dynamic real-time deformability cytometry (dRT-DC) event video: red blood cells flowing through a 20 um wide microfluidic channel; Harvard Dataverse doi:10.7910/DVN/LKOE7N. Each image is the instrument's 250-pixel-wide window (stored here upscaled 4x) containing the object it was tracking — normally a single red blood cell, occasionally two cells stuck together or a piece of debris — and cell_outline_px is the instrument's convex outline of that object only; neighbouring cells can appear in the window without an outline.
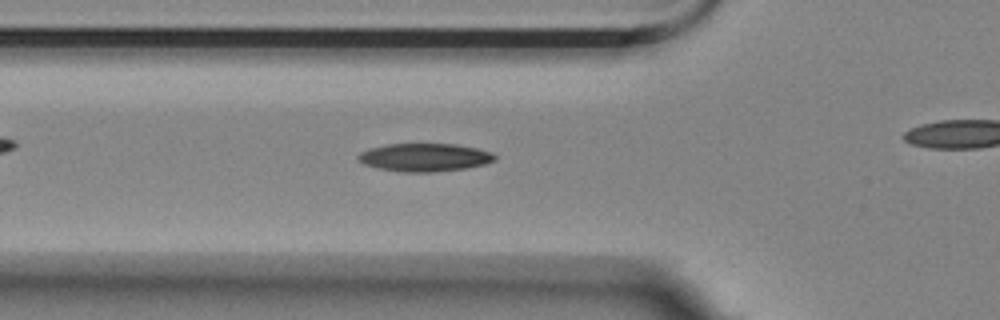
{"species": "Egyptian fruit bat (a non-hibernating species)", "species_latin": "Rousettus aegyptiacus", "temperature_condition": "room temperature", "stored_images_in_passage": 44, "camera_frame_rate_fps": 3000, "um_per_image_px": 0.085, "animal": {"sex": "female"}, "frame": {"image": 1, "passage_image": 18, "time_ms": 5.667, "image_size_px": [1000, 320], "cell_outline_px": [[496, 160], [484, 164], [464, 168], [432, 172], [400, 172], [380, 168], [364, 164], [356, 156], [360, 152], [368, 148], [388, 144], [456, 144], [476, 148], [492, 152], [496, 156]], "centroid_in_image_um": [36.09, 13.37], "position_along_channel_um": 89.7, "area_um2": 22.25}}
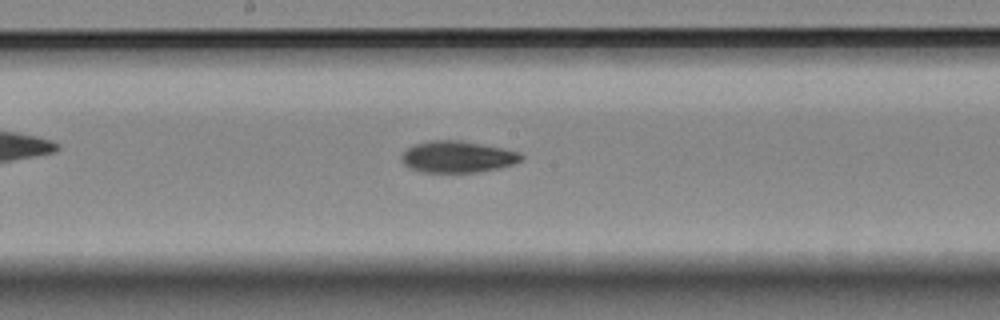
{"frame": {"image": 2, "passage_image": 28, "time_ms": 9.0, "image_size_px": [1000, 320], "cell_outline_px": [[524, 160], [500, 168], [480, 172], [420, 172], [408, 168], [400, 160], [404, 152], [408, 148], [416, 144], [432, 140], [460, 140], [520, 152], [524, 156]], "centroid_in_image_um": [38.89, 13.34], "position_along_channel_um": 209.3, "area_um2": 22.02}}
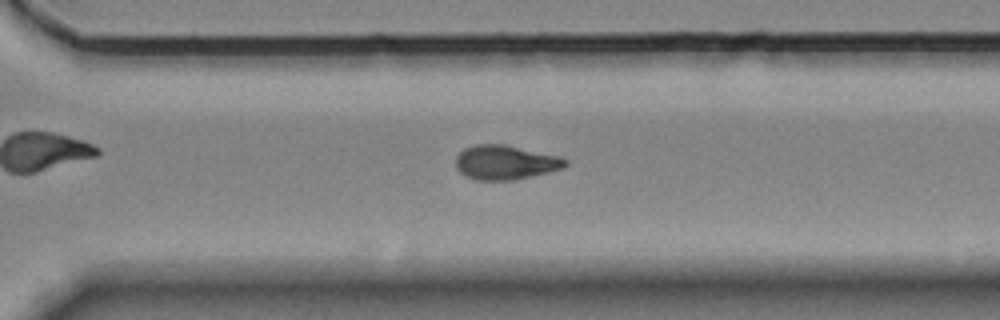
{"frame": {"image": 3, "passage_image": 38, "time_ms": 12.333, "image_size_px": [1000, 320], "cell_outline_px": [[568, 164], [564, 168], [516, 180], [476, 180], [464, 176], [456, 168], [456, 156], [464, 148], [476, 144], [504, 144], [560, 156], [568, 160]], "centroid_in_image_um": [42.96, 13.81], "position_along_channel_um": 327.6, "area_um2": 22.14}}